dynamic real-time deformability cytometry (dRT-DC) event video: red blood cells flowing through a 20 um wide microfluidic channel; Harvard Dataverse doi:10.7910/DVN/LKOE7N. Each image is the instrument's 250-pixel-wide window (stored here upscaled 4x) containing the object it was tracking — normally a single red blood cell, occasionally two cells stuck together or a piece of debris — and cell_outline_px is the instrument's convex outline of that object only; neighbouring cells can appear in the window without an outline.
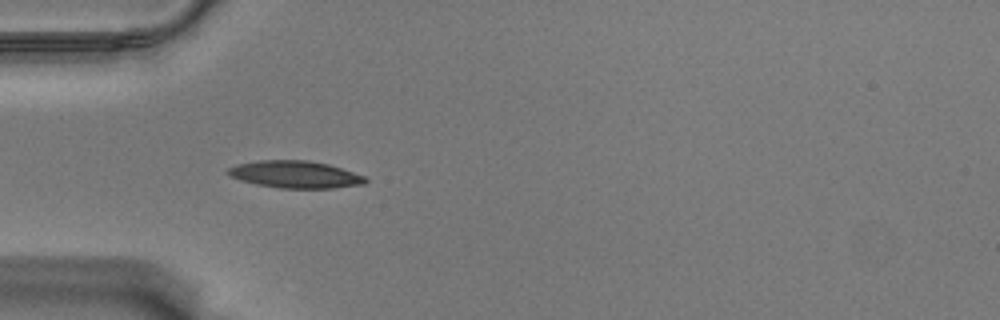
{"species": "Egyptian fruit bat (a non-hibernating species)", "species_latin": "Rousettus aegyptiacus", "temperature_condition": "warm", "stored_images_in_passage": 40, "camera_frame_rate_fps": 3000, "um_per_image_px": 0.085, "animal": {"sex": "male"}, "frame": {"image": 1, "passage_image": 1, "time_ms": 0.0, "image_size_px": [1000, 320], "cell_outline_px": [[368, 180], [364, 184], [332, 188], [280, 188], [256, 184], [240, 180], [224, 172], [228, 168], [236, 164], [260, 160], [308, 160], [328, 164], [364, 176]], "centroid_in_image_um": [25.06, 14.82], "position_along_channel_um": 59.9, "area_um2": 21.68}}
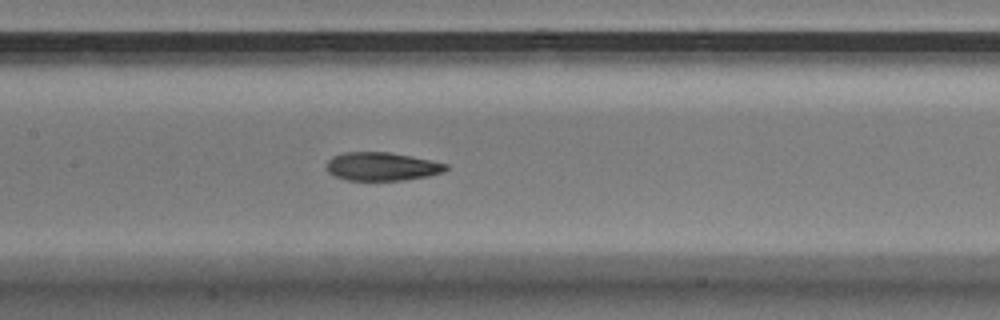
{"frame": {"image": 2, "passage_image": 11, "time_ms": 3.333, "image_size_px": [1000, 320], "cell_outline_px": [[448, 168], [444, 172], [428, 176], [404, 180], [348, 180], [336, 176], [328, 172], [328, 160], [332, 156], [344, 152], [388, 152], [448, 164]], "centroid_in_image_um": [32.46, 14.15], "position_along_channel_um": 174.9, "area_um2": 19.48}}
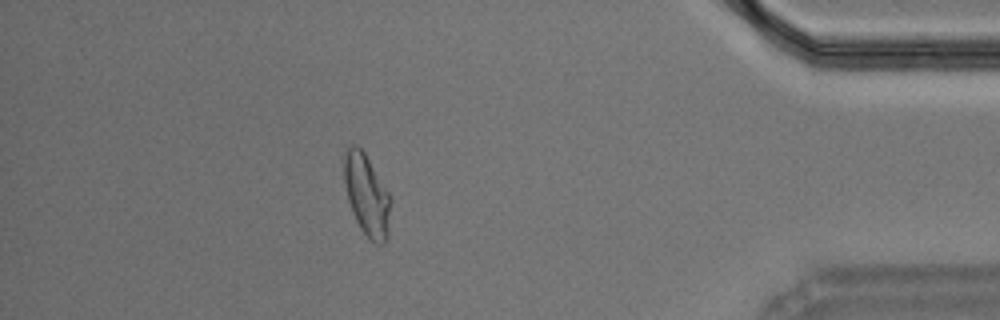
{"frame": {"image": 3, "passage_image": 34, "time_ms": 11.0, "image_size_px": [1000, 320], "cell_outline_px": [[388, 240], [384, 244], [376, 244], [360, 228], [352, 212], [348, 200], [344, 184], [344, 156], [348, 148], [352, 144], [356, 144], [364, 152], [388, 192]], "centroid_in_image_um": [31.13, 16.58], "position_along_channel_um": 404.1, "area_um2": 21.44}, "authors_computed_cell_mechanics": {"area_um2": 20.8369, "velocity_mm_per_s": 3.5297, "shape_relaxation_time_tau1_ms": 9.3647, "shape_relaxation_time_tau2_ms": 2.2323, "deformation_change_tau1": 0.2337, "deformation_change_tau2": 0.0869}}